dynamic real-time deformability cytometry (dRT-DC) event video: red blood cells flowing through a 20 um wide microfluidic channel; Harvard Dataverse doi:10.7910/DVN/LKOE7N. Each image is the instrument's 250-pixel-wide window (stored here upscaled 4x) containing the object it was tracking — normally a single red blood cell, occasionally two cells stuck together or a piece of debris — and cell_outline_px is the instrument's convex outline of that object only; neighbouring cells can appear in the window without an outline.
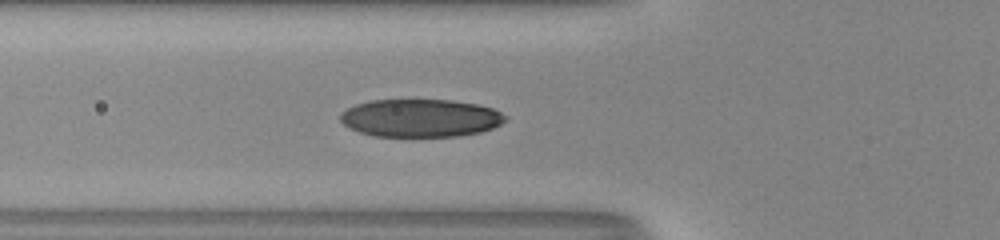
{"species": "human", "species_latin": "Homo sapiens", "temperature_condition": "room temperature", "stored_images_in_passage": 33, "camera_frame_rate_fps": 3000, "um_per_image_px": 0.085, "donor": {"sex": "male"}, "frame": {"image": 1, "passage_image": 6, "time_ms": 1.667, "image_size_px": [1000, 240], "cell_outline_px": [[508, 120], [492, 128], [480, 132], [460, 136], [372, 136], [348, 128], [340, 120], [340, 112], [356, 104], [372, 100], [452, 100], [476, 104], [492, 108], [508, 116]], "centroid_in_image_um": [35.74, 10.03], "position_along_channel_um": 90.1, "area_um2": 36.53}, "authors_computed_cell_mechanics": {"area_um2": 36.0672, "velocity_mm_per_s": 4.0442, "shape_relaxation_time_tau1_ms": 4.203, "shape_relaxation_time_tau2_ms": null, "deformation_change_tau1": 0.1859, "deformation_change_tau2": null}}